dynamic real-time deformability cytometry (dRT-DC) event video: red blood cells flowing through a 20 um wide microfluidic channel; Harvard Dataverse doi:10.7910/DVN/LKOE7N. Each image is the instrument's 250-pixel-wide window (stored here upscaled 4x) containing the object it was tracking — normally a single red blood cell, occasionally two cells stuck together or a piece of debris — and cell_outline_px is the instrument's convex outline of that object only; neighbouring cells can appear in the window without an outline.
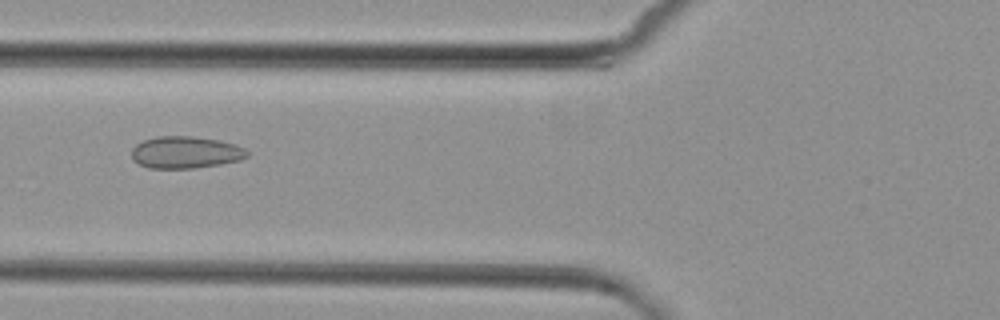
{"species": "common noctule bat (a hibernating species)", "species_latin": "Nyctalus noctula", "temperature_condition": "cold", "stored_images_in_passage": 6, "camera_frame_rate_fps": 3000, "um_per_image_px": 0.085, "animal": {"sex": "female", "body_mass_g": 29.2, "forearm_length_mm": 56.3}, "frame": {"image": 1, "passage_image": 3, "time_ms": 2.333, "image_size_px": [1000, 320], "cell_outline_px": [[248, 156], [240, 160], [220, 164], [196, 168], [148, 168], [132, 160], [132, 148], [136, 144], [144, 140], [156, 136], [192, 136], [220, 140], [236, 144], [244, 148], [248, 152]], "centroid_in_image_um": [15.77, 12.94], "position_along_channel_um": 110.0, "area_um2": 21.68}}
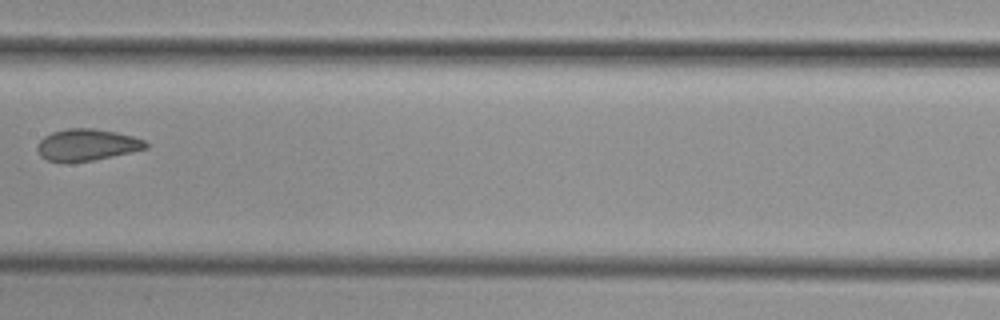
{"frame": {"image": 2, "passage_image": 5, "time_ms": 4.667, "image_size_px": [1000, 320], "cell_outline_px": [[148, 148], [132, 152], [92, 160], [64, 164], [48, 160], [40, 156], [36, 148], [36, 144], [44, 136], [52, 132], [68, 128], [92, 128], [116, 132], [132, 136], [144, 140], [148, 144]], "centroid_in_image_um": [7.34, 12.33], "position_along_channel_um": 200.1, "area_um2": 20.29}}
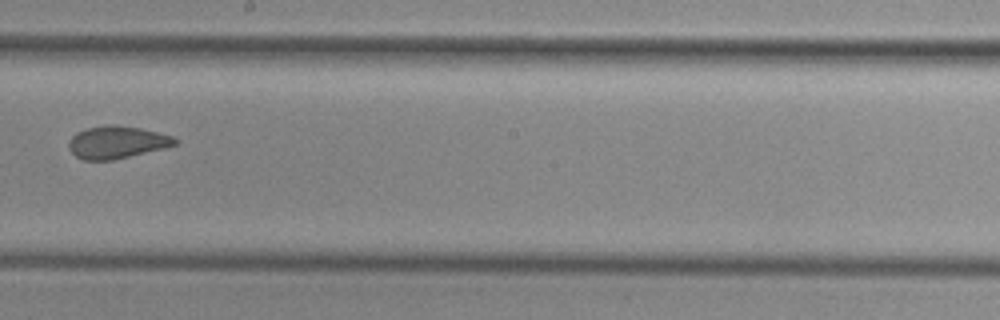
{"frame": {"image": 3, "passage_image": 6, "time_ms": 5.667, "image_size_px": [1000, 320], "cell_outline_px": [[180, 140], [176, 144], [112, 160], [84, 160], [76, 156], [68, 148], [68, 140], [76, 132], [88, 128], [108, 124], [116, 124], [140, 128], [172, 136]], "centroid_in_image_um": [9.88, 12.07], "position_along_channel_um": 238.3, "area_um2": 19.83}}